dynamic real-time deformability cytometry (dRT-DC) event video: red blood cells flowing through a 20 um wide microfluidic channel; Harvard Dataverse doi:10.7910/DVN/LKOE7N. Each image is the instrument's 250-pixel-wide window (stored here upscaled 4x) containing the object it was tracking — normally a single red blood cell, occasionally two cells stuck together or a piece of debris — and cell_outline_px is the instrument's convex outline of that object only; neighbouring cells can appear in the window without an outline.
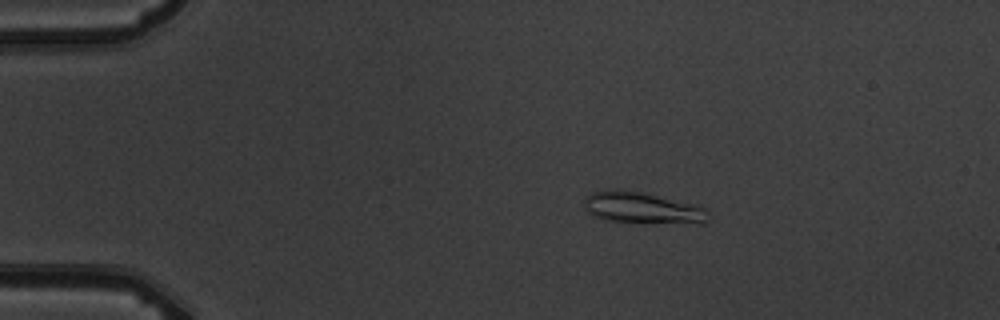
{"species": "common noctule bat (a hibernating species)", "species_latin": "Nyctalus noctula", "temperature_condition": "warm", "stored_images_in_passage": 4, "camera_frame_rate_fps": 3000, "um_per_image_px": 0.085, "animal": {"sex": "male", "body_mass_g": 19.5, "forearm_length_mm": 54.6}, "frame": {"image": 1, "passage_image": 3, "time_ms": 2.333, "image_size_px": [1000, 320], "cell_outline_px": [[708, 220], [704, 224], [700, 224], [604, 220], [588, 212], [584, 208], [584, 200], [592, 192], [608, 188], [620, 188], [640, 192], [696, 204], [708, 208]], "centroid_in_image_um": [54.63, 17.65], "position_along_channel_um": 30.4, "area_um2": 22.89}}